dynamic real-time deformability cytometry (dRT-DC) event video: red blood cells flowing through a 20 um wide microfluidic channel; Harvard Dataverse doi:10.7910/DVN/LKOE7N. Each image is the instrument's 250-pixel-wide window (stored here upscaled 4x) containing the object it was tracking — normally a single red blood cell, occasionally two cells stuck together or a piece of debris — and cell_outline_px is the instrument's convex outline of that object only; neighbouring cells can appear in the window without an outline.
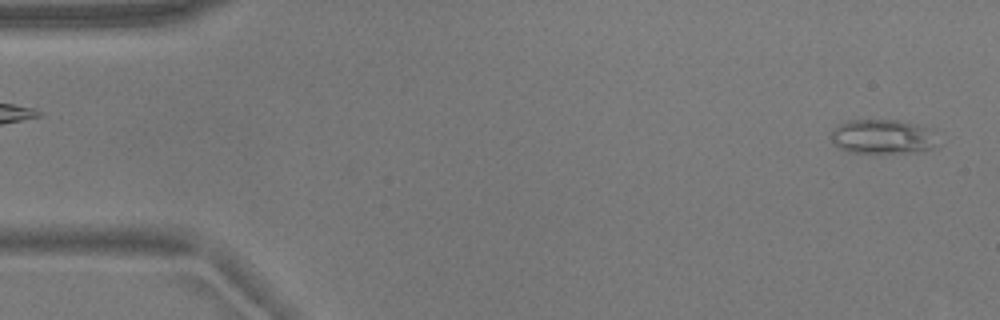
{"species": "common noctule bat (a hibernating species)", "species_latin": "Nyctalus noctula", "temperature_condition": "warm", "stored_images_in_passage": 53, "camera_frame_rate_fps": 3000, "um_per_image_px": 0.085, "animal": {"sex": "male", "body_mass_g": 17.9}, "frame": {"image": 1, "passage_image": 2, "time_ms": 0.333, "image_size_px": [1000, 320], "cell_outline_px": [[932, 148], [924, 152], [876, 156], [848, 152], [832, 144], [832, 128], [848, 120], [900, 120], [928, 128], [932, 144]], "centroid_in_image_um": [74.91, 11.68], "position_along_channel_um": 10.1, "area_um2": 21.91}}
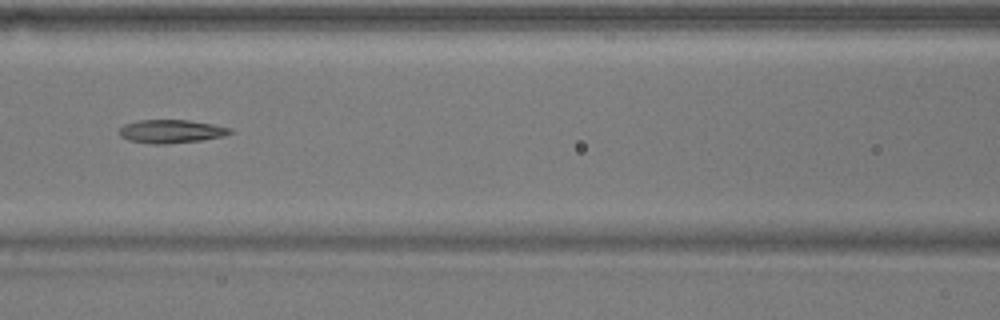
{"frame": {"image": 2, "passage_image": 23, "time_ms": 7.333, "image_size_px": [1000, 320], "cell_outline_px": [[236, 132], [224, 136], [200, 140], [164, 144], [152, 144], [128, 140], [120, 136], [120, 128], [124, 124], [140, 120], [188, 120], [212, 124], [232, 128]], "centroid_in_image_um": [14.58, 11.16], "position_along_channel_um": 152.0, "area_um2": 15.09}}
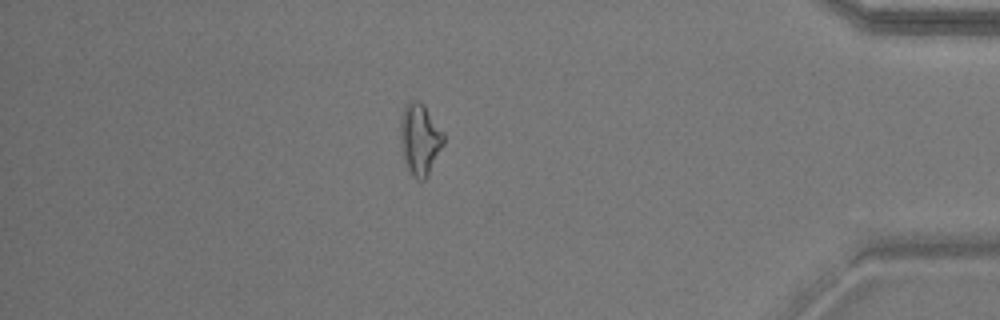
{"frame": {"image": 3, "passage_image": 46, "time_ms": 15.0, "image_size_px": [1000, 320], "cell_outline_px": [[444, 144], [428, 176], [424, 180], [416, 180], [412, 176], [404, 164], [400, 140], [400, 120], [404, 108], [412, 100], [420, 100], [424, 104], [444, 132]], "centroid_in_image_um": [35.69, 11.86], "position_along_channel_um": 399.5, "area_um2": 18.32}, "authors_computed_cell_mechanics": {"area_um2": 15.9528, "velocity_mm_per_s": 3.7481, "shape_relaxation_time_tau1_ms": 6.6918, "shape_relaxation_time_tau2_ms": 3.9017, "deformation_change_tau1": 0.2161, "deformation_change_tau2": 0.1536}}